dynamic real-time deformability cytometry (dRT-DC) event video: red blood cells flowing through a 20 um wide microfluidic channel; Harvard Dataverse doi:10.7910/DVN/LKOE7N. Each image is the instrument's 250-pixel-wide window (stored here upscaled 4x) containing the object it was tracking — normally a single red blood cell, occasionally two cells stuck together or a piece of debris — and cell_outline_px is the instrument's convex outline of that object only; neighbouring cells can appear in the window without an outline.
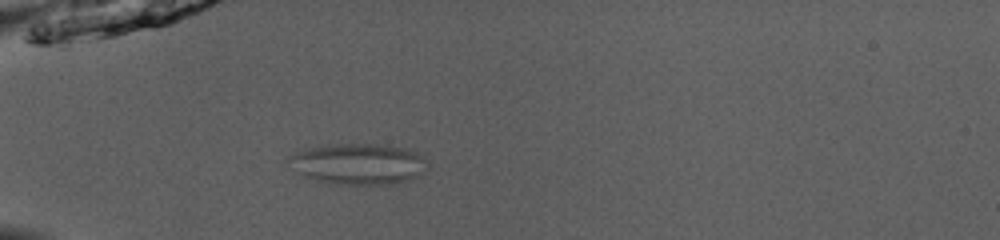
{"species": "common noctule bat (a hibernating species)", "species_latin": "Nyctalus noctula", "temperature_condition": "room temperature", "stored_images_in_passage": 42, "camera_frame_rate_fps": 3000, "um_per_image_px": 0.085, "animal": {"sex": "male", "body_mass_g": 13.0, "forearm_length_mm": 53.1}, "frame": {"image": 1, "passage_image": 7, "time_ms": 2.0, "image_size_px": [1000, 240], "cell_outline_px": [[424, 160], [412, 176], [408, 180], [396, 184], [332, 184], [320, 180], [300, 172], [284, 160], [288, 156], [304, 148], [320, 144], [388, 144], [408, 148], [416, 152]], "centroid_in_image_um": [30.33, 13.89], "position_along_channel_um": 54.7, "area_um2": 32.43}}
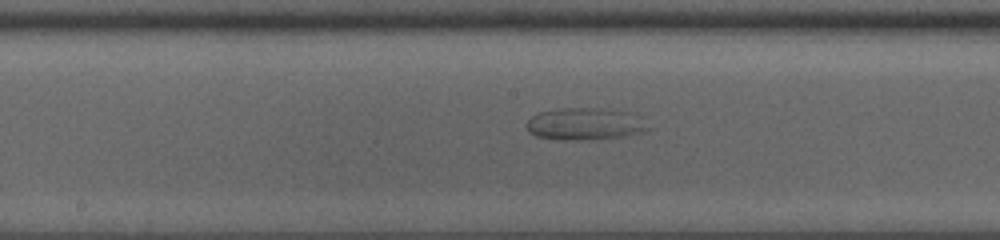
{"frame": {"image": 2, "passage_image": 19, "time_ms": 6.0, "image_size_px": [1000, 240], "cell_outline_px": [[652, 128], [644, 132], [620, 136], [580, 140], [560, 140], [536, 136], [528, 132], [528, 120], [532, 116], [540, 112], [560, 108], [592, 108], [628, 112], [640, 116]], "centroid_in_image_um": [49.74, 10.54], "position_along_channel_um": 198.5, "area_um2": 22.6}}
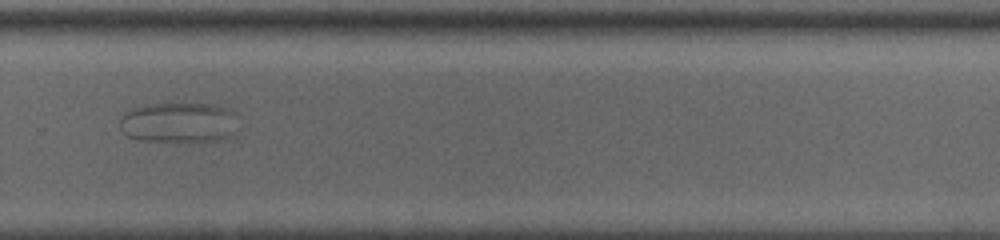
{"frame": {"image": 3, "passage_image": 28, "time_ms": 9.0, "image_size_px": [1000, 240], "cell_outline_px": [[240, 116], [236, 136], [224, 140], [140, 140], [128, 136], [120, 128], [120, 120], [124, 112], [132, 108], [148, 104], [212, 104], [232, 108]], "centroid_in_image_um": [15.33, 10.39], "position_along_channel_um": 314.5, "area_um2": 28.32}}